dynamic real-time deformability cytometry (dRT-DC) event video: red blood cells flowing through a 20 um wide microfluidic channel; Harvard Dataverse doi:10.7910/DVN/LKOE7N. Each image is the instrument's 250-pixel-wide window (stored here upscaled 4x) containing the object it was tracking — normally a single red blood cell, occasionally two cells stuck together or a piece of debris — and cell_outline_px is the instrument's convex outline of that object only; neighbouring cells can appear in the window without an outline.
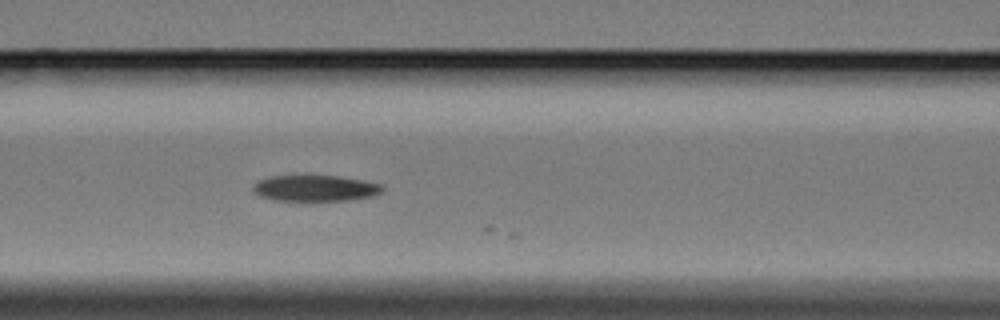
{"species": "Egyptian fruit bat (a non-hibernating species)", "species_latin": "Rousettus aegyptiacus", "temperature_condition": "cold", "stored_images_in_passage": 9, "camera_frame_rate_fps": 3000, "um_per_image_px": 0.085, "animal": {"sex": "female"}, "frame": {"image": 1, "passage_image": 8, "time_ms": 2.333, "image_size_px": [1000, 320], "cell_outline_px": [[384, 188], [380, 192], [372, 196], [348, 200], [272, 200], [260, 196], [252, 192], [252, 188], [260, 180], [268, 176], [300, 172], [308, 172], [340, 176], [364, 180], [380, 184]], "centroid_in_image_um": [26.72, 15.93], "position_along_channel_um": 139.9, "area_um2": 20.63}}